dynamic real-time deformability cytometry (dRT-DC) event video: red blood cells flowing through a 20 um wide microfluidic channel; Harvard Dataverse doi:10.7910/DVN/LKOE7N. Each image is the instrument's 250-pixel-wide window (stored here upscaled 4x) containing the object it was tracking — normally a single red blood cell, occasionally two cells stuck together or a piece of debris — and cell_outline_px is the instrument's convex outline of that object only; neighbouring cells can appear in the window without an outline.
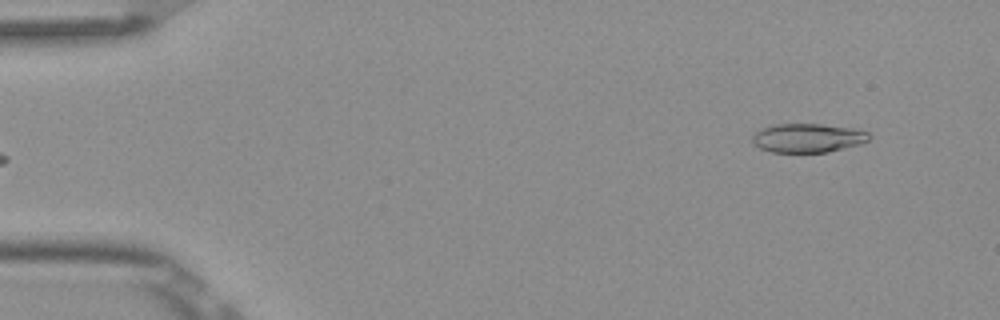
{"species": "Egyptian fruit bat (a non-hibernating species)", "species_latin": "Rousettus aegyptiacus", "temperature_condition": "room temperature", "stored_images_in_passage": 5, "segment_of_instrument_passage": [2, 2], "camera_frame_rate_fps": 3000, "um_per_image_px": 0.085, "frame": {"image": 1, "passage_image": 5, "time_ms": 1.333, "image_size_px": [1000, 320], "cell_outline_px": [[872, 136], [868, 140], [860, 144], [828, 152], [772, 152], [760, 148], [752, 144], [752, 136], [760, 128], [772, 124], [820, 124], [852, 128], [868, 132]], "centroid_in_image_um": [68.63, 11.72], "position_along_channel_um": 16.4, "area_um2": 19.77}}